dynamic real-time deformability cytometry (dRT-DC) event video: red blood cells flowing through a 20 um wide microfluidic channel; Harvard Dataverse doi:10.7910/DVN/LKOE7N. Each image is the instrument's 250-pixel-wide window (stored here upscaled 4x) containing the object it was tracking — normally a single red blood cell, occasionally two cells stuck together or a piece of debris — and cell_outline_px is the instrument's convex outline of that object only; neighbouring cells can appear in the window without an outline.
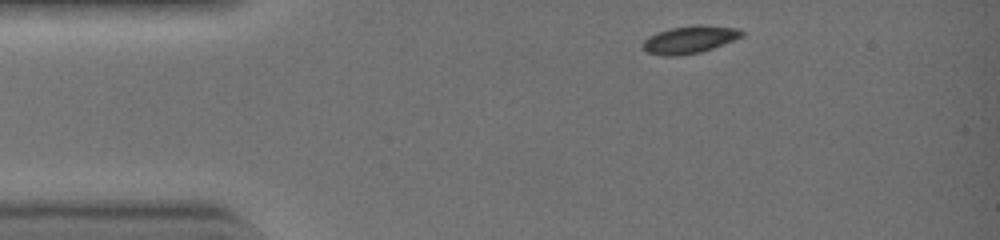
{"species": "common noctule bat (a hibernating species)", "species_latin": "Nyctalus noctula", "temperature_condition": "warm", "stored_images_in_passage": 34, "camera_frame_rate_fps": 3000, "um_per_image_px": 0.085, "animal": {"sex": "female", "body_mass_g": 19.0, "forearm_length_mm": 51.5}, "frame": {"image": 1, "passage_image": 1, "time_ms": 0.0, "image_size_px": [1000, 240], "cell_outline_px": [[744, 36], [712, 48], [700, 52], [676, 56], [664, 56], [648, 52], [644, 48], [644, 40], [656, 32], [672, 28], [736, 28], [744, 32]], "centroid_in_image_um": [58.57, 3.42], "position_along_channel_um": 26.4, "area_um2": 14.68}}
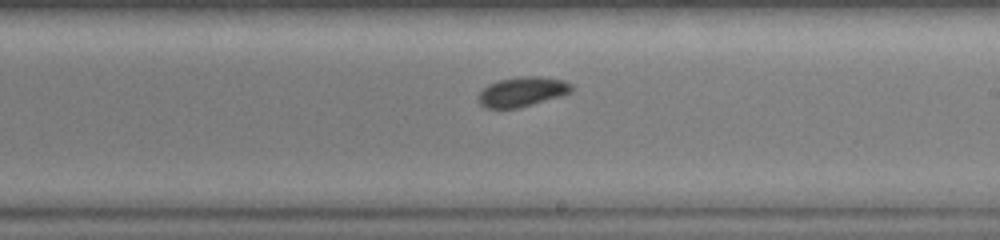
{"frame": {"image": 2, "passage_image": 19, "time_ms": 6.0, "image_size_px": [1000, 240], "cell_outline_px": [[572, 92], [560, 96], [516, 108], [488, 108], [480, 104], [476, 96], [488, 84], [500, 80], [520, 76], [540, 76], [564, 80], [572, 84]], "centroid_in_image_um": [44.38, 7.78], "position_along_channel_um": 244.6, "area_um2": 16.01}}
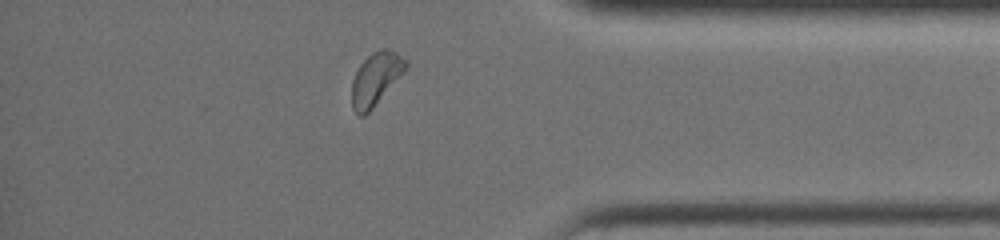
{"frame": {"image": 3, "passage_image": 30, "time_ms": 9.667, "image_size_px": [1000, 240], "cell_outline_px": [[408, 68], [372, 108], [364, 116], [360, 116], [352, 108], [352, 80], [360, 64], [372, 52], [384, 48], [396, 52], [408, 60]], "centroid_in_image_um": [31.96, 6.68], "position_along_channel_um": 403.2, "area_um2": 16.47}, "authors_computed_cell_mechanics": {"area_um2": 15.9239, "velocity_mm_per_s": 4.558, "shape_relaxation_time_tau1_ms": 1.9843, "shape_relaxation_time_tau2_ms": null, "deformation_change_tau1": 0.1024, "deformation_change_tau2": null}}